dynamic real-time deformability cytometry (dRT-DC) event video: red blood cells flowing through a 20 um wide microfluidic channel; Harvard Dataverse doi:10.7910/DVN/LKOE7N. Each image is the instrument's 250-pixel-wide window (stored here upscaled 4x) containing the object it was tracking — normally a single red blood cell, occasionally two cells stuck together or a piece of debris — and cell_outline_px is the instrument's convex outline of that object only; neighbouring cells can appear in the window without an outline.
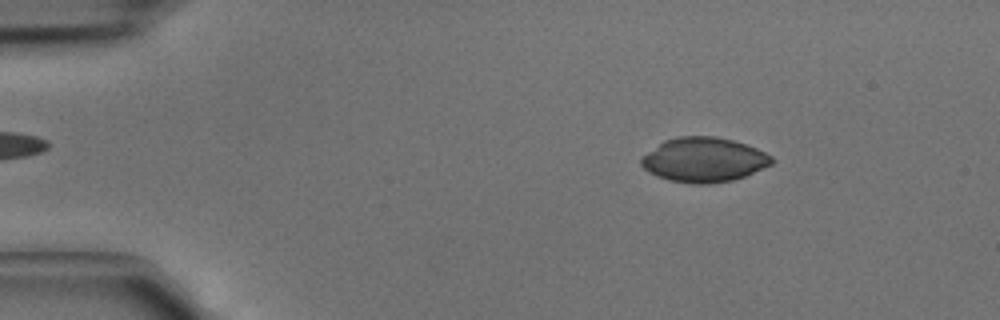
{"species": "common noctule bat (a hibernating species)", "species_latin": "Nyctalus noctula", "temperature_condition": "cold", "stored_images_in_passage": 3, "camera_frame_rate_fps": 3000, "um_per_image_px": 0.085, "animal": {"sex": "male", "body_mass_g": 15.6}, "frame": {"image": 1, "passage_image": 1, "time_ms": 0.0, "image_size_px": [1000, 320], "cell_outline_px": [[772, 164], [744, 176], [732, 180], [708, 184], [692, 184], [668, 180], [656, 176], [648, 172], [640, 164], [640, 156], [664, 140], [676, 136], [716, 136], [732, 140], [756, 148], [772, 156]], "centroid_in_image_um": [59.77, 13.58], "position_along_channel_um": 25.2, "area_um2": 33.99}}